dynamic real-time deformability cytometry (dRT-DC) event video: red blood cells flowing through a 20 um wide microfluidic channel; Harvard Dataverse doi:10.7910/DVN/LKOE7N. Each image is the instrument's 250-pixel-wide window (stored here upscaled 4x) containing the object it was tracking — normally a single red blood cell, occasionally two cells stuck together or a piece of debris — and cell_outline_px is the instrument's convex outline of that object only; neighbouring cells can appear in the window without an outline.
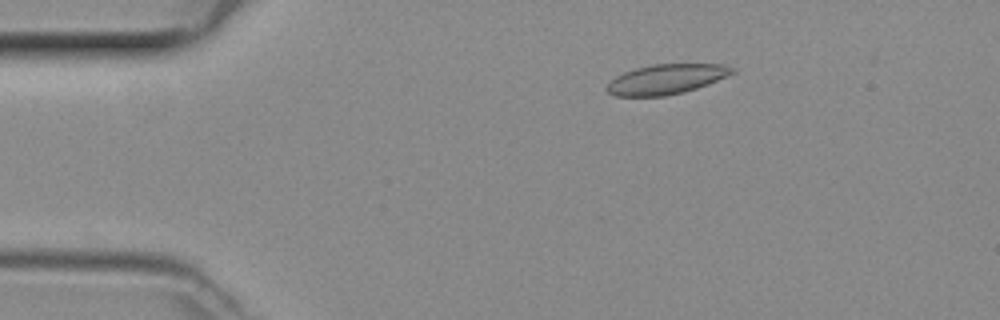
{"species": "common noctule bat (a hibernating species)", "species_latin": "Nyctalus noctula", "temperature_condition": "room temperature", "stored_images_in_passage": 36, "camera_frame_rate_fps": 3000, "um_per_image_px": 0.085, "animal": {"sex": "female", "body_mass_g": 29.2, "forearm_length_mm": 56.3}, "frame": {"image": 1, "passage_image": 2, "time_ms": 0.333, "image_size_px": [1000, 320], "cell_outline_px": [[736, 72], [708, 84], [684, 92], [664, 96], [616, 96], [608, 92], [604, 88], [616, 76], [624, 72], [636, 68], [652, 64], [724, 64], [732, 68]], "centroid_in_image_um": [56.62, 6.73], "position_along_channel_um": 28.4, "area_um2": 21.73}}
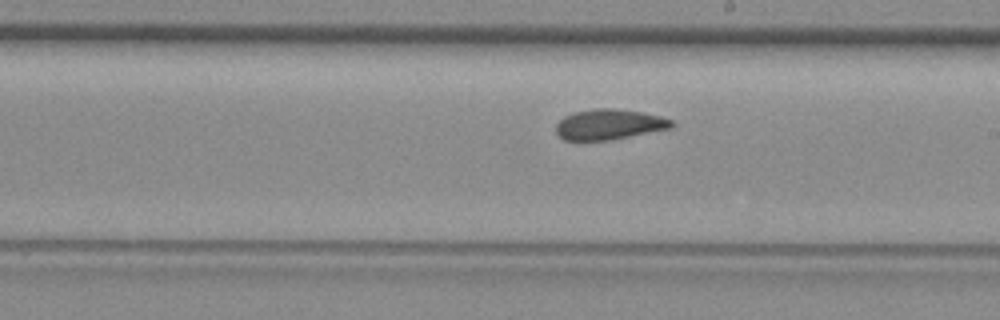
{"frame": {"image": 2, "passage_image": 21, "time_ms": 6.667, "image_size_px": [1000, 320], "cell_outline_px": [[676, 124], [672, 128], [608, 140], [564, 140], [556, 132], [556, 124], [564, 116], [576, 112], [592, 108], [612, 108], [644, 112], [660, 116], [672, 120]], "centroid_in_image_um": [51.8, 10.56], "position_along_channel_um": 237.2, "area_um2": 20.46}}
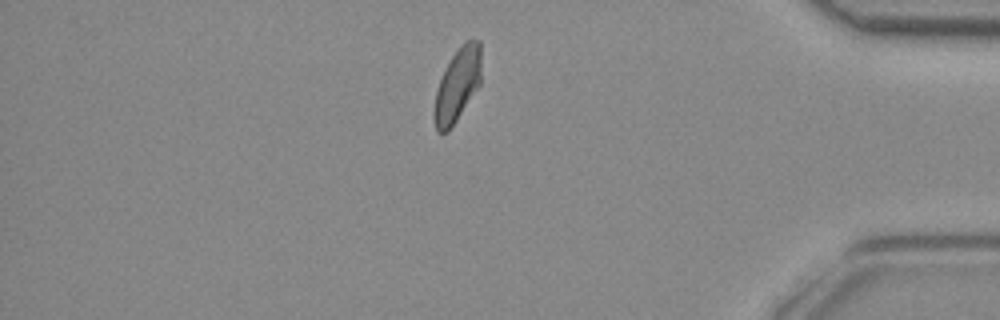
{"frame": {"image": 3, "passage_image": 35, "time_ms": 11.333, "image_size_px": [1000, 320], "cell_outline_px": [[480, 84], [448, 132], [436, 132], [432, 116], [432, 112], [436, 92], [440, 80], [452, 56], [468, 40], [480, 40]], "centroid_in_image_um": [38.85, 7.28], "position_along_channel_um": 396.4, "area_um2": 19.65}}